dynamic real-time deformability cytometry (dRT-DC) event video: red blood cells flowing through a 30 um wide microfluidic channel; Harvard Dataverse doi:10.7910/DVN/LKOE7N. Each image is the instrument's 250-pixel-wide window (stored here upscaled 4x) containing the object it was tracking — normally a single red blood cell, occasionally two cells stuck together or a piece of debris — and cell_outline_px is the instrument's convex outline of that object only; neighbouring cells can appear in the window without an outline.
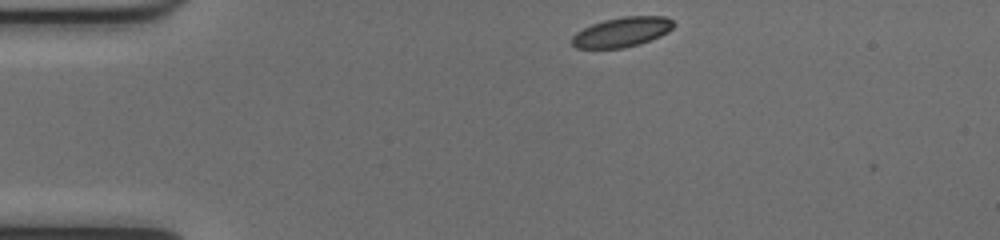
{"species": "common noctule bat (a hibernating species)", "species_latin": "Nyctalus noctula", "temperature_condition": "cold", "stored_images_in_passage": 5, "camera_frame_rate_fps": 3000, "um_per_image_px": 0.085, "animal": {"sex": "female", "body_mass_g": 17.0, "forearm_length_mm": 48.0}, "frame": {"image": 1, "passage_image": 1, "time_ms": 0.0, "image_size_px": [1000, 240], "cell_outline_px": [[676, 24], [668, 32], [660, 36], [640, 44], [624, 48], [576, 48], [572, 44], [572, 36], [576, 32], [592, 24], [604, 20], [624, 16], [664, 16], [672, 20]], "centroid_in_image_um": [52.88, 2.72], "position_along_channel_um": 32.1, "area_um2": 17.63}}